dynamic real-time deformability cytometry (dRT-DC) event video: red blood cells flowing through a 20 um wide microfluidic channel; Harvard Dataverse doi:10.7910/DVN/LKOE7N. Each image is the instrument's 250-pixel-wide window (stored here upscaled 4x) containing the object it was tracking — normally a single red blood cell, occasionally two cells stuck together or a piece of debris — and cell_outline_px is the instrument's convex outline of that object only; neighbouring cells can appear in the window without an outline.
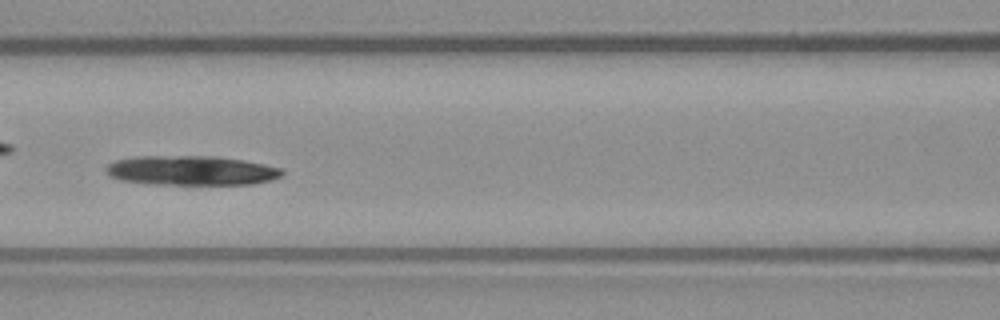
{"species": "common noctule bat (a hibernating species)", "species_latin": "Nyctalus noctula", "temperature_condition": "warm", "stored_images_in_passage": 49, "camera_frame_rate_fps": 3000, "um_per_image_px": 0.085, "animal": {"sex": "male", "body_mass_g": 23.1, "forearm_length_mm": 52.7}, "frame": {"image": 1, "passage_image": 22, "time_ms": 7.0, "image_size_px": [1000, 320], "cell_outline_px": [[284, 172], [280, 176], [272, 180], [252, 184], [152, 184], [124, 180], [112, 176], [104, 172], [104, 168], [108, 164], [116, 160], [136, 156], [216, 156], [244, 160], [284, 168]], "centroid_in_image_um": [16.29, 14.48], "position_along_channel_um": 150.3, "area_um2": 30.35}}
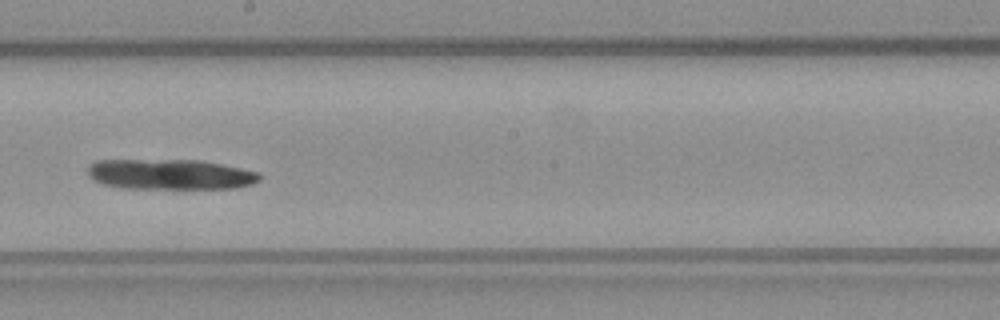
{"frame": {"image": 2, "passage_image": 28, "time_ms": 9.0, "image_size_px": [1000, 320], "cell_outline_px": [[260, 180], [252, 184], [236, 188], [120, 188], [104, 184], [88, 176], [88, 164], [96, 160], [200, 160], [260, 172]], "centroid_in_image_um": [14.46, 14.81], "position_along_channel_um": 233.7, "area_um2": 30.35}}
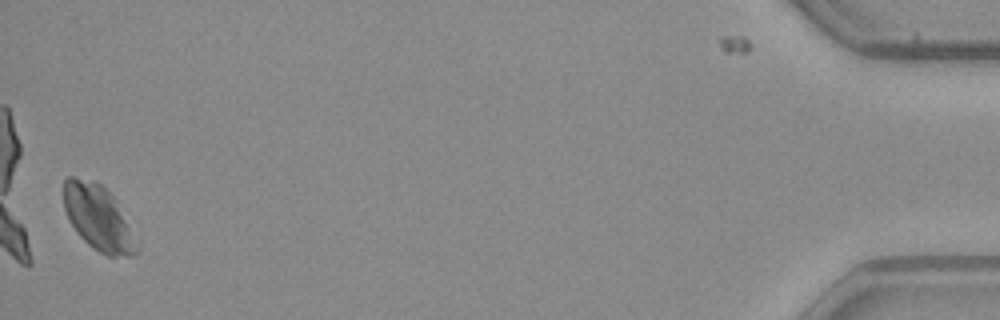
{"frame": {"image": 3, "passage_image": 49, "time_ms": 16.0, "image_size_px": [1000, 320], "cell_outline_px": [[140, 252], [132, 256], [108, 256], [92, 248], [80, 236], [72, 224], [64, 208], [64, 180], [68, 176], [72, 176], [92, 180], [100, 184], [112, 196], [140, 244]], "centroid_in_image_um": [8.37, 18.54], "position_along_channel_um": 426.8, "area_um2": 27.51}}